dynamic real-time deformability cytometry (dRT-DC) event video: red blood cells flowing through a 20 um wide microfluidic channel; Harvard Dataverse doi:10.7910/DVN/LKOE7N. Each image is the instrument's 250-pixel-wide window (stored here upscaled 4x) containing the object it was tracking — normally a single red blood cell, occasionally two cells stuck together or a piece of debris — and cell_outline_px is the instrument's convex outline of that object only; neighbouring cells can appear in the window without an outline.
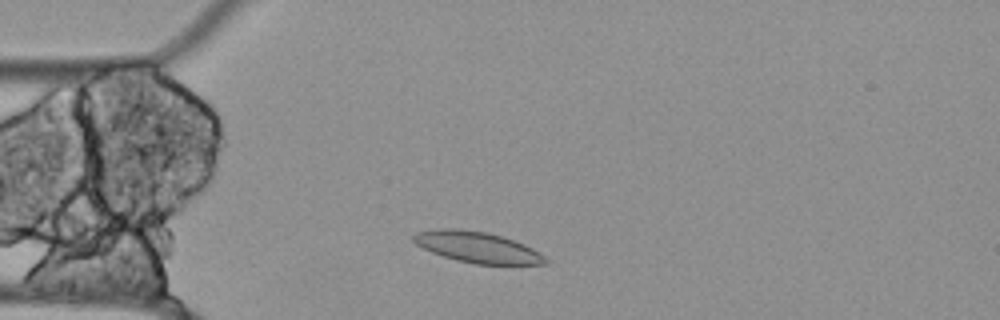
{"species": "Egyptian fruit bat (a non-hibernating species)", "species_latin": "Rousettus aegyptiacus", "temperature_condition": "cold", "stored_images_in_passage": 48, "segment_of_instrument_passage": [1, 2], "camera_frame_rate_fps": 3000, "um_per_image_px": 0.085, "animal": {"sex": "female"}, "frame": {"image": 1, "passage_image": 6, "time_ms": 1.667, "image_size_px": [1000, 320], "cell_outline_px": [[548, 264], [476, 264], [456, 260], [432, 252], [416, 244], [412, 240], [412, 236], [416, 232], [436, 228], [456, 228], [488, 232], [524, 244], [532, 248], [544, 256], [548, 260]], "centroid_in_image_um": [40.54, 21.0], "position_along_channel_um": 44.5, "area_um2": 23.7}}
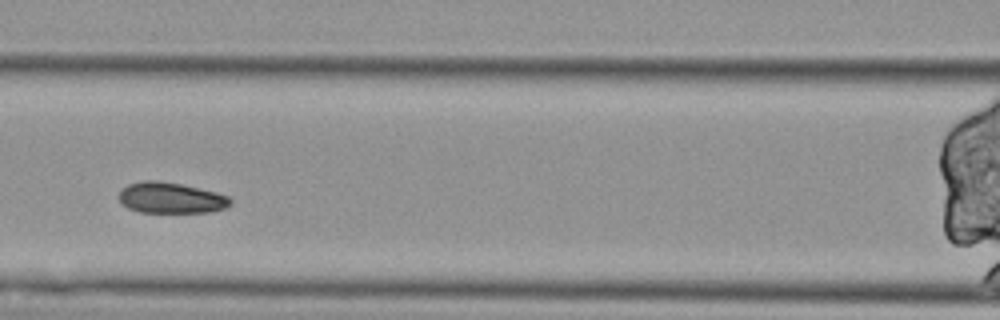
{"frame": {"image": 2, "passage_image": 16, "time_ms": 5.0, "image_size_px": [1000, 320], "cell_outline_px": [[232, 204], [224, 208], [208, 212], [140, 212], [128, 208], [120, 200], [120, 188], [128, 184], [144, 180], [156, 180], [180, 184], [216, 192], [228, 196], [232, 200]], "centroid_in_image_um": [14.52, 16.81], "position_along_channel_um": 152.1, "area_um2": 19.94}}
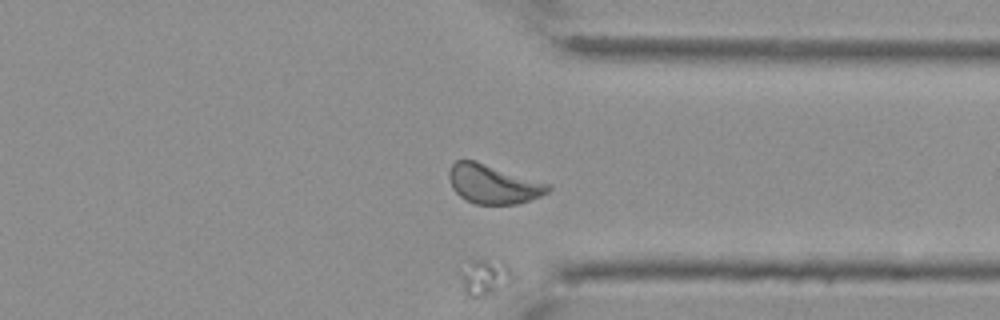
{"frame": {"image": 3, "passage_image": 35, "time_ms": 11.333, "image_size_px": [1000, 320], "cell_outline_px": [[508, 284], [484, 296], [472, 300], [464, 296], [460, 288], [456, 268], [456, 264], [468, 256], [508, 264]], "centroid_in_image_um": [40.88, 23.52], "position_along_channel_um": 370.5, "area_um2": 12.14}}